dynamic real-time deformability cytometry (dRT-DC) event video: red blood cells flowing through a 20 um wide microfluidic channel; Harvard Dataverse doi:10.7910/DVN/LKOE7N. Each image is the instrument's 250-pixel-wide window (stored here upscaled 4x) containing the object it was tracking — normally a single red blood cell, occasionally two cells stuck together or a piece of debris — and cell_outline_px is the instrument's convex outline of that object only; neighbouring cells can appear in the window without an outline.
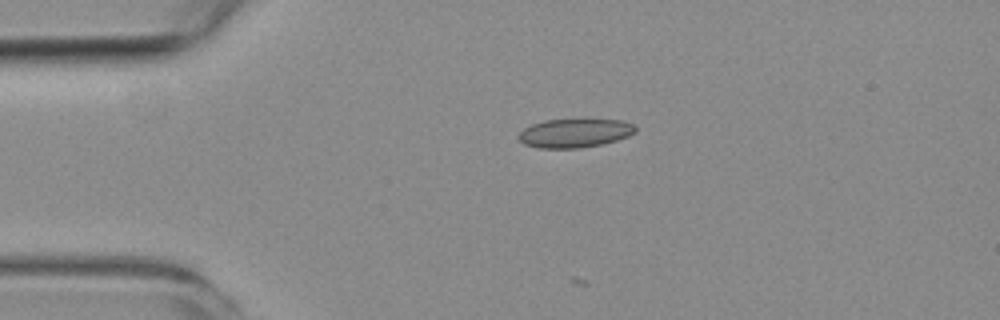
{"species": "common noctule bat (a hibernating species)", "species_latin": "Nyctalus noctula", "temperature_condition": "room temperature", "stored_images_in_passage": 2, "camera_frame_rate_fps": 3000, "um_per_image_px": 0.085, "animal": {"sex": "female", "body_mass_g": 19.3, "forearm_length_mm": 54.1}, "frame": {"image": 1, "passage_image": 1, "time_ms": 0.0, "image_size_px": [1000, 320], "cell_outline_px": [[636, 132], [628, 136], [616, 140], [600, 144], [580, 148], [536, 148], [524, 144], [516, 136], [524, 128], [532, 124], [544, 120], [620, 120], [632, 124], [636, 128]], "centroid_in_image_um": [48.81, 11.32], "position_along_channel_um": 36.2, "area_um2": 19.42}}